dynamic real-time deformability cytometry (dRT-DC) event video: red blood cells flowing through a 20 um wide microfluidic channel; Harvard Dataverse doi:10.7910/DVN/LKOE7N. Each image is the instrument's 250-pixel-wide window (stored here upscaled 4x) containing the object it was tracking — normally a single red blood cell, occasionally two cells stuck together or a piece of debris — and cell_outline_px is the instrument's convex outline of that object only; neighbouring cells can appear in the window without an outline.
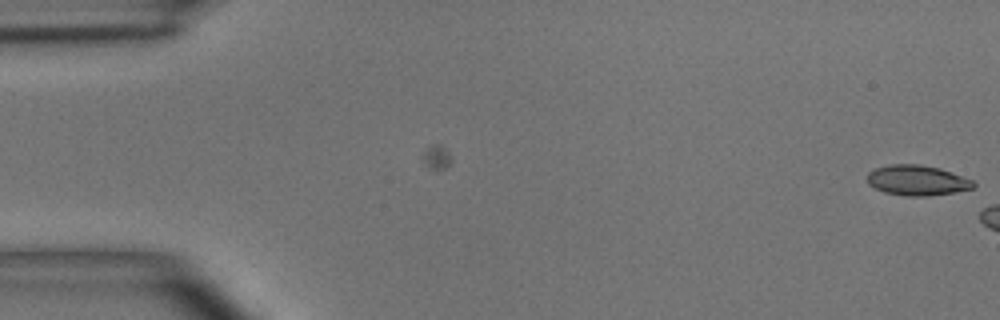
{"species": "common noctule bat (a hibernating species)", "species_latin": "Nyctalus noctula", "temperature_condition": "room temperature", "stored_images_in_passage": 2, "camera_frame_rate_fps": 3000, "um_per_image_px": 0.085, "animal": {"sex": "male", "body_mass_g": 15.6}, "frame": {"image": 1, "passage_image": 2, "time_ms": 1.0, "image_size_px": [1000, 320], "cell_outline_px": [[976, 184], [972, 188], [952, 192], [928, 196], [904, 196], [884, 192], [868, 184], [868, 172], [876, 168], [888, 164], [920, 164], [940, 168], [972, 180]], "centroid_in_image_um": [77.93, 15.32], "position_along_channel_um": 7.1, "area_um2": 18.61}}